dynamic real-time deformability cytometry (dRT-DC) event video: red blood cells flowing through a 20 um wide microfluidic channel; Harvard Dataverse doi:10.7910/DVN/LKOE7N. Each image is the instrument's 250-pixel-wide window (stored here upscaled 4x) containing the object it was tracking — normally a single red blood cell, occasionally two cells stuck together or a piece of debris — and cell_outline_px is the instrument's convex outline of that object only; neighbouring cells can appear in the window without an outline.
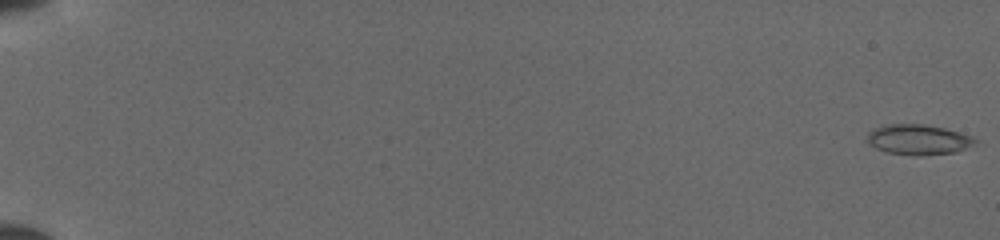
{"species": "common noctule bat (a hibernating species)", "species_latin": "Nyctalus noctula", "temperature_condition": "cold", "stored_images_in_passage": 59, "camera_frame_rate_fps": 3000, "um_per_image_px": 0.085, "animal": {"sex": "female", "body_mass_g": 19.5, "forearm_length_mm": 54.1}, "frame": {"image": 1, "passage_image": 1, "time_ms": 0.0, "image_size_px": [1000, 240], "cell_outline_px": [[980, 140], [956, 152], [884, 152], [868, 144], [868, 132], [884, 124], [924, 124], [944, 128], [972, 136]], "centroid_in_image_um": [78.03, 11.8], "position_along_channel_um": 7.0, "area_um2": 17.98}}
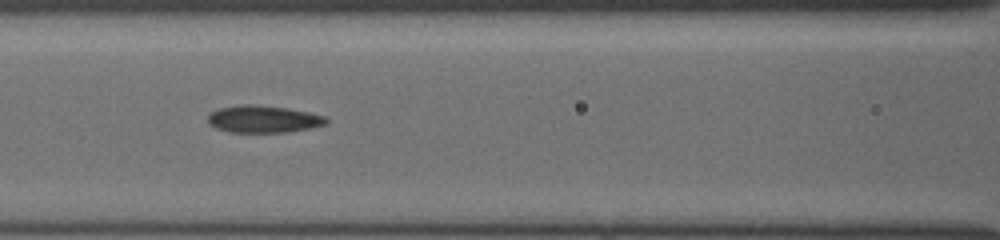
{"frame": {"image": 2, "passage_image": 33, "time_ms": 8.333, "image_size_px": [1000, 240], "cell_outline_px": [[328, 124], [312, 128], [288, 132], [232, 132], [216, 128], [208, 124], [208, 116], [212, 112], [220, 108], [240, 104], [252, 104], [288, 108], [328, 116]], "centroid_in_image_um": [22.44, 10.12], "position_along_channel_um": 144.2, "area_um2": 18.9}}
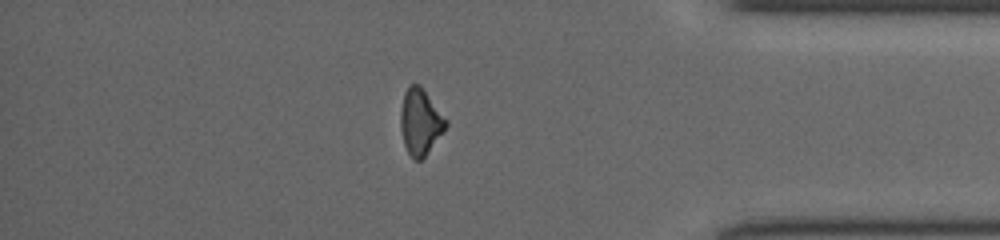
{"frame": {"image": 3, "passage_image": 53, "time_ms": 15.0, "image_size_px": [1000, 240], "cell_outline_px": [[448, 124], [424, 156], [420, 160], [416, 160], [408, 152], [404, 144], [400, 128], [400, 112], [404, 92], [412, 84], [420, 84], [448, 120]], "centroid_in_image_um": [35.72, 10.31], "position_along_channel_um": 399.5, "area_um2": 17.17}}